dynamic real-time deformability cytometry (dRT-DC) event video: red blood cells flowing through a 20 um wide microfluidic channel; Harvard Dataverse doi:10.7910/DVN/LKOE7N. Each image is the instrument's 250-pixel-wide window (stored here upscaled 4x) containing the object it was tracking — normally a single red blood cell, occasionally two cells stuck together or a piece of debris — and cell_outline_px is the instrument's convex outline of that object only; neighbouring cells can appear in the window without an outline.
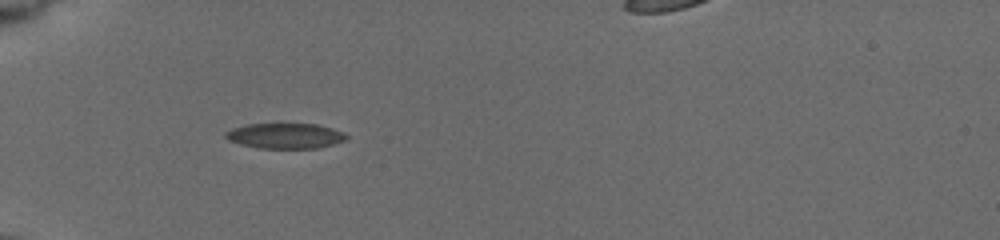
{"species": "common noctule bat (a hibernating species)", "species_latin": "Nyctalus noctula", "temperature_condition": "cold", "stored_images_in_passage": 21, "camera_frame_rate_fps": 3000, "um_per_image_px": 0.085, "animal": {"sex": "female", "body_mass_g": 19.5, "forearm_length_mm": 54.1}, "frame": {"image": 1, "passage_image": 2, "time_ms": 0.667, "image_size_px": [1000, 240], "cell_outline_px": [[348, 136], [344, 140], [332, 144], [316, 148], [260, 148], [240, 144], [228, 140], [224, 136], [224, 132], [232, 128], [244, 124], [280, 120], [316, 124], [332, 128], [344, 132]], "centroid_in_image_um": [24.18, 11.48], "position_along_channel_um": 60.8, "area_um2": 18.84}}
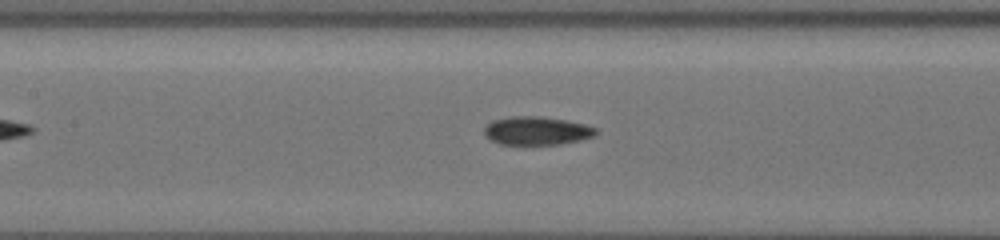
{"frame": {"image": 2, "passage_image": 12, "time_ms": 3.667, "image_size_px": [1000, 240], "cell_outline_px": [[596, 132], [592, 136], [560, 144], [500, 144], [484, 136], [484, 128], [492, 120], [512, 116], [536, 116], [564, 120], [584, 124], [596, 128]], "centroid_in_image_um": [45.55, 11.11], "position_along_channel_um": 161.8, "area_um2": 18.09}}
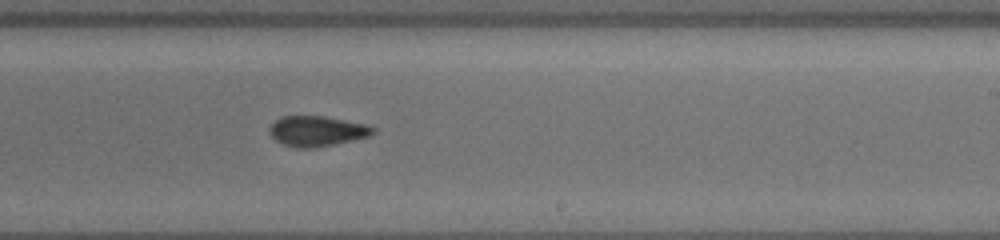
{"frame": {"image": 3, "passage_image": 21, "time_ms": 6.333, "image_size_px": [1000, 240], "cell_outline_px": [[376, 132], [368, 136], [352, 140], [316, 148], [296, 148], [284, 144], [276, 140], [272, 136], [268, 128], [280, 116], [324, 116], [364, 124], [376, 128]], "centroid_in_image_um": [26.93, 11.14], "position_along_channel_um": 262.1, "area_um2": 18.15}}